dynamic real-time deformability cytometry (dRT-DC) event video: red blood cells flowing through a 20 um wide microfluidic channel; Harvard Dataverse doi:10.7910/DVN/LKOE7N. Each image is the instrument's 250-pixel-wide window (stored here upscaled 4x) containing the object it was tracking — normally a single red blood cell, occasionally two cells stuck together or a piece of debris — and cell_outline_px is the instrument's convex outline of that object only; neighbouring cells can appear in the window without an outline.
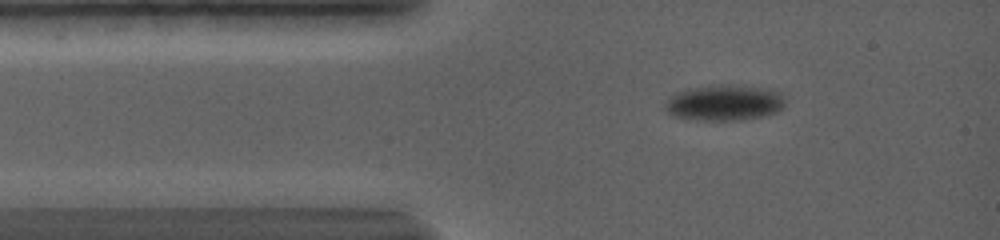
{"species": "common noctule bat (a hibernating species)", "species_latin": "Nyctalus noctula", "temperature_condition": "warm", "stored_images_in_passage": 75, "camera_frame_rate_fps": 5000, "um_per_image_px": 0.085, "animal": {"sex": "female", "body_mass_g": 19.0, "forearm_length_mm": 56.7}, "frame": {"image": 1, "passage_image": 9, "time_ms": 2.0, "image_size_px": [1000, 240], "cell_outline_px": [[784, 108], [768, 116], [740, 120], [684, 120], [672, 116], [664, 108], [664, 100], [672, 92], [684, 88], [704, 84], [744, 84], [768, 88], [780, 92], [784, 96]], "centroid_in_image_um": [61.5, 8.7], "position_along_channel_um": 23.5, "area_um2": 26.59}}
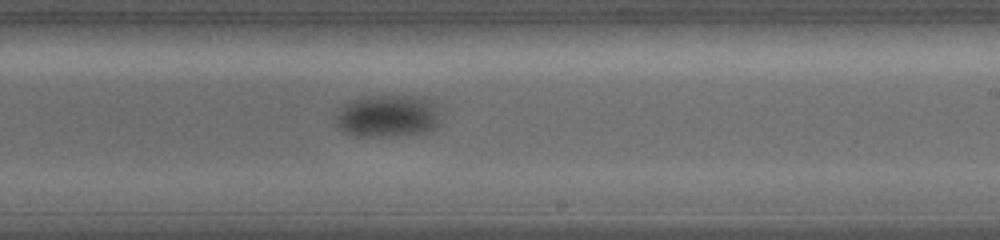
{"frame": {"image": 2, "passage_image": 41, "time_ms": 9.8, "image_size_px": [1000, 240], "cell_outline_px": [[440, 124], [436, 128], [424, 132], [396, 136], [356, 136], [344, 132], [336, 124], [336, 112], [344, 104], [352, 100], [364, 96], [424, 96], [432, 100], [440, 120]], "centroid_in_image_um": [32.95, 9.86], "position_along_channel_um": 256.1, "area_um2": 26.07}}
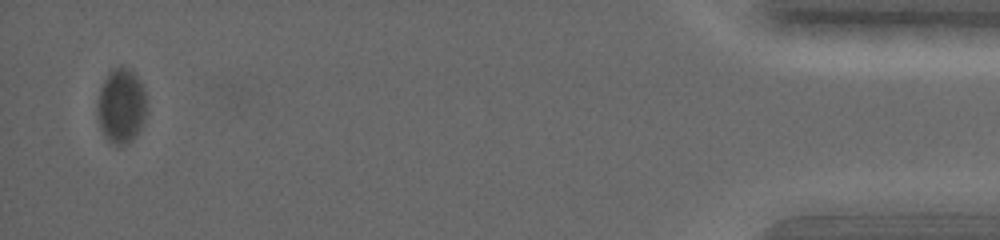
{"frame": {"image": 3, "passage_image": 74, "time_ms": 18.6, "image_size_px": [1000, 240], "cell_outline_px": [[148, 112], [144, 124], [136, 136], [120, 144], [116, 144], [108, 140], [104, 136], [100, 128], [96, 116], [96, 104], [100, 88], [108, 72], [112, 68], [128, 68], [136, 76], [144, 88]], "centroid_in_image_um": [10.3, 9.0], "position_along_channel_um": 424.9, "area_um2": 21.73}}